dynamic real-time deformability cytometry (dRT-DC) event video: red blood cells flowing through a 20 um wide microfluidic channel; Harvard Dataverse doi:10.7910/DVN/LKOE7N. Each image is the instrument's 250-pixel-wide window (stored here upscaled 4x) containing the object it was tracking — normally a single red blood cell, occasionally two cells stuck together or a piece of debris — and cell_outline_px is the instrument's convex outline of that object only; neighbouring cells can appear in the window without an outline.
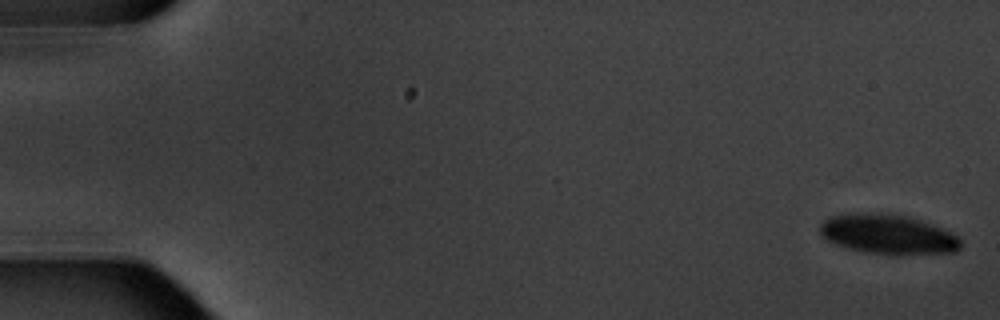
{"species": "common noctule bat (a hibernating species)", "species_latin": "Nyctalus noctula", "temperature_condition": "warm", "stored_images_in_passage": 6, "camera_frame_rate_fps": 3000, "um_per_image_px": 0.085, "animal": {"sex": "male", "body_mass_g": 20.1, "forearm_length_mm": 53.5}, "frame": {"image": 1, "passage_image": 1, "time_ms": 0.0, "image_size_px": [1000, 320], "cell_outline_px": [[960, 248], [956, 252], [900, 256], [892, 256], [864, 252], [844, 248], [820, 236], [820, 224], [824, 220], [832, 216], [848, 212], [880, 212], [908, 216], [944, 228], [952, 232], [960, 240]], "centroid_in_image_um": [75.47, 19.93], "position_along_channel_um": 9.5, "area_um2": 33.52}}